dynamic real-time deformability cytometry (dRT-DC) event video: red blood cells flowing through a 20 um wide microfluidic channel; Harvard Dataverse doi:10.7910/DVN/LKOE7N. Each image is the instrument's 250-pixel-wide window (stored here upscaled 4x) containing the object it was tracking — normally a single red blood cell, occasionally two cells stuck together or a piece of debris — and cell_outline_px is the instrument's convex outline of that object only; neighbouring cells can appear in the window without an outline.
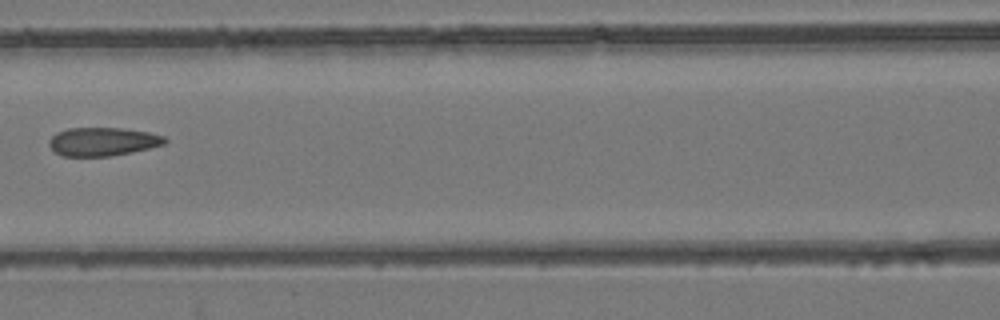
{"species": "common noctule bat (a hibernating species)", "species_latin": "Nyctalus noctula", "temperature_condition": "room temperature", "stored_images_in_passage": 3, "camera_frame_rate_fps": 3000, "um_per_image_px": 0.085, "animal": {"sex": "female", "body_mass_g": 24.6, "forearm_length_mm": 56.2}, "frame": {"image": 1, "passage_image": 3, "time_ms": 0.667, "image_size_px": [1000, 320], "cell_outline_px": [[168, 140], [164, 144], [148, 148], [108, 156], [64, 156], [56, 152], [48, 144], [48, 140], [56, 132], [68, 128], [120, 128], [148, 132], [164, 136]], "centroid_in_image_um": [8.7, 12.02], "position_along_channel_um": 157.9, "area_um2": 18.96}}